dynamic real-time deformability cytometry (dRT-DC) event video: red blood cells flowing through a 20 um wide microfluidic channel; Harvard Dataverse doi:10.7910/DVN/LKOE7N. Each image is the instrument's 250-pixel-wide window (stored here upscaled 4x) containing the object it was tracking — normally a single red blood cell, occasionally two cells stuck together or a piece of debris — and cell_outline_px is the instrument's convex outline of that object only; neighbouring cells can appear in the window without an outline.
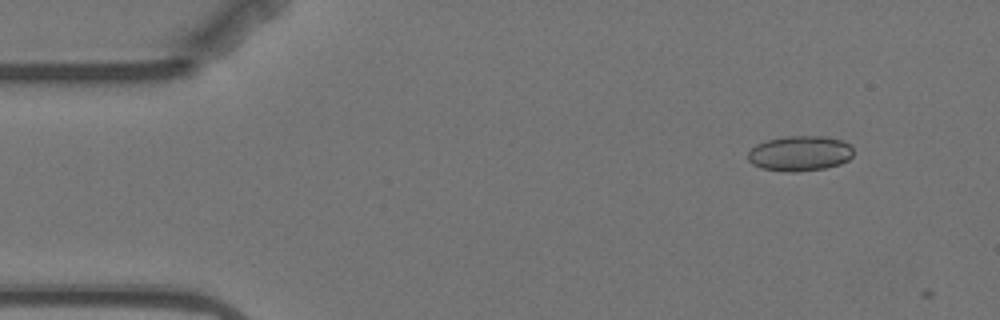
{"species": "Egyptian fruit bat (a non-hibernating species)", "species_latin": "Rousettus aegyptiacus", "temperature_condition": "warm", "stored_images_in_passage": 3, "camera_frame_rate_fps": 3000, "um_per_image_px": 0.085, "animal": {"sex": "female"}, "frame": {"image": 1, "passage_image": 1, "time_ms": 0.0, "image_size_px": [1000, 320], "cell_outline_px": [[852, 156], [848, 160], [840, 164], [824, 168], [796, 172], [788, 172], [760, 168], [752, 164], [748, 160], [748, 152], [756, 144], [768, 140], [784, 136], [824, 136], [844, 140], [852, 148]], "centroid_in_image_um": [67.98, 13.04], "position_along_channel_um": 17.0, "area_um2": 21.73}}